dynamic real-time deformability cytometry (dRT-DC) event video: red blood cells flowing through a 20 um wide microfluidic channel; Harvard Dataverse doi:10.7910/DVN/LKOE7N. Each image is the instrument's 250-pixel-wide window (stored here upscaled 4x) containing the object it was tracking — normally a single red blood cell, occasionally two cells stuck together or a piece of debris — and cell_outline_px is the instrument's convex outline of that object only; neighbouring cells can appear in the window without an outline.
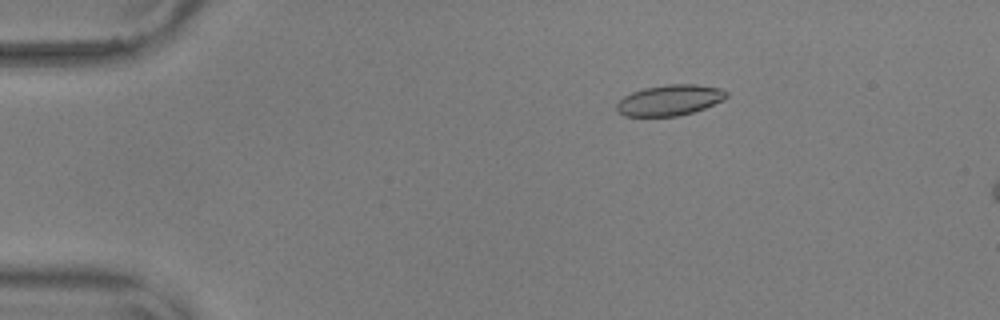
{"species": "common noctule bat (a hibernating species)", "species_latin": "Nyctalus noctula", "temperature_condition": "warm", "stored_images_in_passage": 8, "camera_frame_rate_fps": 3000, "um_per_image_px": 0.085, "animal": {"sex": "male", "body_mass_g": 17.9, "forearm_length_mm": 54.2}, "frame": {"image": 1, "passage_image": 2, "time_ms": 0.333, "image_size_px": [1000, 320], "cell_outline_px": [[728, 96], [724, 100], [704, 108], [680, 116], [624, 116], [616, 112], [616, 104], [624, 96], [632, 92], [644, 88], [668, 84], [696, 84], [720, 88], [728, 92]], "centroid_in_image_um": [56.92, 8.51], "position_along_channel_um": 28.1, "area_um2": 19.77}}